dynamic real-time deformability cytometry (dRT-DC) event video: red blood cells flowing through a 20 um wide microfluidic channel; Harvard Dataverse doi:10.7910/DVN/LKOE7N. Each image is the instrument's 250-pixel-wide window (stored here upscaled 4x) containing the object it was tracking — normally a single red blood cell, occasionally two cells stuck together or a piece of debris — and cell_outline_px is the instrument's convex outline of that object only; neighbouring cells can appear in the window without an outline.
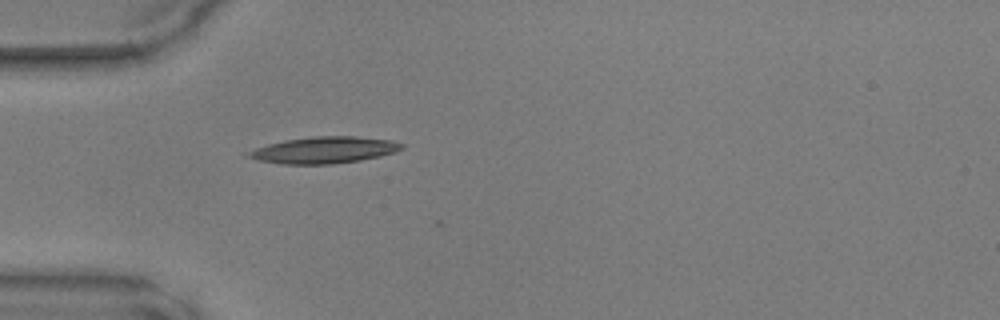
{"species": "common noctule bat (a hibernating species)", "species_latin": "Nyctalus noctula", "temperature_condition": "warm", "stored_images_in_passage": 27, "camera_frame_rate_fps": 3000, "um_per_image_px": 0.085, "animal": {"sex": "male", "body_mass_g": 17.9, "forearm_length_mm": 54.2}, "frame": {"image": 1, "passage_image": 4, "time_ms": 1.0, "image_size_px": [1000, 320], "cell_outline_px": [[404, 148], [396, 152], [380, 156], [360, 160], [332, 164], [280, 164], [260, 160], [248, 156], [244, 152], [268, 144], [284, 140], [316, 136], [356, 136], [392, 140], [404, 144]], "centroid_in_image_um": [27.58, 12.75], "position_along_channel_um": 57.4, "area_um2": 23.76}}
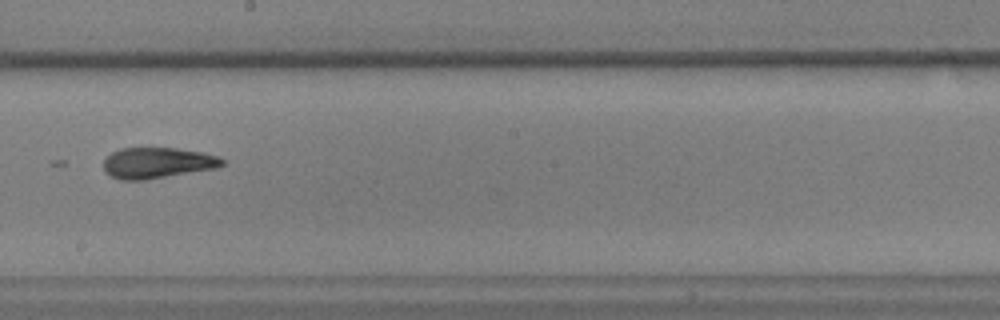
{"frame": {"image": 2, "passage_image": 17, "time_ms": 5.333, "image_size_px": [1000, 320], "cell_outline_px": [[224, 164], [216, 168], [144, 180], [120, 180], [108, 176], [104, 172], [104, 160], [112, 152], [120, 148], [176, 148], [204, 152], [216, 156], [224, 160]], "centroid_in_image_um": [13.34, 13.85], "position_along_channel_um": 234.9, "area_um2": 21.39}}
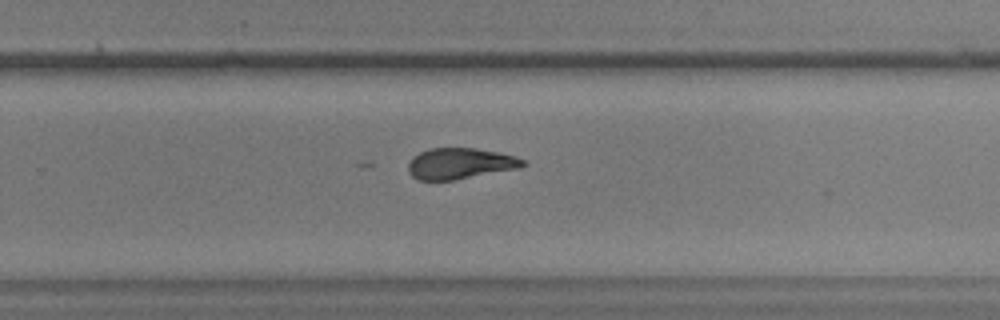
{"frame": {"image": 3, "passage_image": 21, "time_ms": 6.667, "image_size_px": [1000, 320], "cell_outline_px": [[528, 164], [520, 168], [452, 180], [420, 180], [412, 176], [408, 172], [408, 164], [412, 156], [420, 152], [432, 148], [476, 148], [516, 156], [524, 160]], "centroid_in_image_um": [39.11, 13.9], "position_along_channel_um": 290.7, "area_um2": 20.69}}